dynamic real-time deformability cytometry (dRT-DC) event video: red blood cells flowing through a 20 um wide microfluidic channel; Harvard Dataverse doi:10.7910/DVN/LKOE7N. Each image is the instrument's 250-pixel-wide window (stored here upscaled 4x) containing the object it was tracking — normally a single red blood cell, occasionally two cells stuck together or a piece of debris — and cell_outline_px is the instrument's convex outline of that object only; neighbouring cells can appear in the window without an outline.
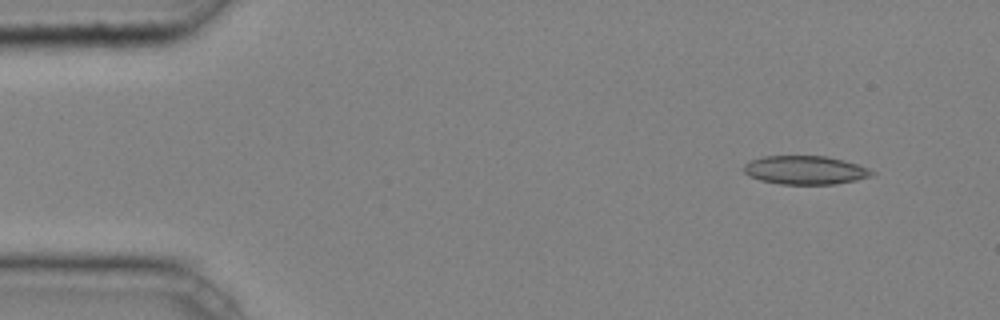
{"species": "common noctule bat (a hibernating species)", "species_latin": "Nyctalus noctula", "temperature_condition": "cold", "stored_images_in_passage": 2, "camera_frame_rate_fps": 3000, "um_per_image_px": 0.085, "animal": {"sex": "male", "body_mass_g": 20.4}, "frame": {"image": 1, "passage_image": 2, "time_ms": 0.333, "image_size_px": [1000, 320], "cell_outline_px": [[876, 172], [872, 176], [856, 180], [836, 184], [780, 184], [760, 180], [748, 176], [744, 172], [744, 164], [748, 160], [764, 156], [824, 156], [844, 160], [868, 168]], "centroid_in_image_um": [68.42, 14.46], "position_along_channel_um": 16.6, "area_um2": 21.44}}